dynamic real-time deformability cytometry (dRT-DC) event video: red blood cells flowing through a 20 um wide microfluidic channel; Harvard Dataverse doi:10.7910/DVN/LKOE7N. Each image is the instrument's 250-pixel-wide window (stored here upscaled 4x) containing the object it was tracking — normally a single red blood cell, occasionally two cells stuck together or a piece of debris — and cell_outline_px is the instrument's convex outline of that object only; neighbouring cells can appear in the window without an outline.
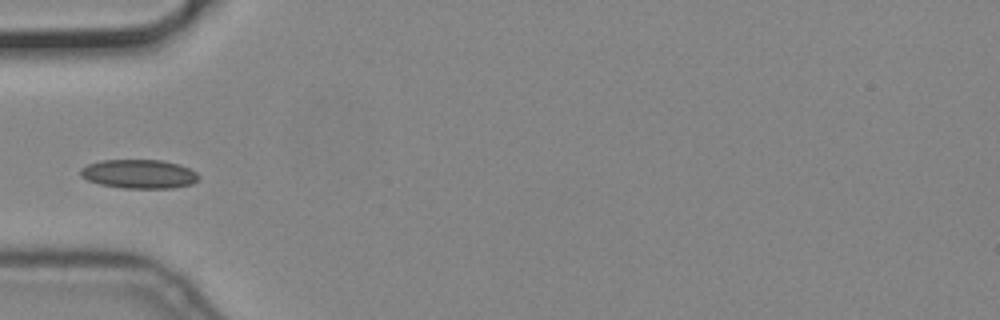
{"species": "common noctule bat (a hibernating species)", "species_latin": "Nyctalus noctula", "temperature_condition": "cold", "stored_images_in_passage": 6, "camera_frame_rate_fps": 3000, "um_per_image_px": 0.085, "animal": {"sex": "male", "body_mass_g": 19.2, "forearm_length_mm": 51.8}, "frame": {"image": 1, "passage_image": 6, "time_ms": 1.667, "image_size_px": [1000, 320], "cell_outline_px": [[200, 176], [192, 184], [172, 188], [124, 188], [100, 184], [88, 180], [80, 176], [80, 168], [88, 164], [100, 160], [160, 160], [180, 164], [196, 172]], "centroid_in_image_um": [11.81, 14.78], "position_along_channel_um": 73.2, "area_um2": 19.94}}